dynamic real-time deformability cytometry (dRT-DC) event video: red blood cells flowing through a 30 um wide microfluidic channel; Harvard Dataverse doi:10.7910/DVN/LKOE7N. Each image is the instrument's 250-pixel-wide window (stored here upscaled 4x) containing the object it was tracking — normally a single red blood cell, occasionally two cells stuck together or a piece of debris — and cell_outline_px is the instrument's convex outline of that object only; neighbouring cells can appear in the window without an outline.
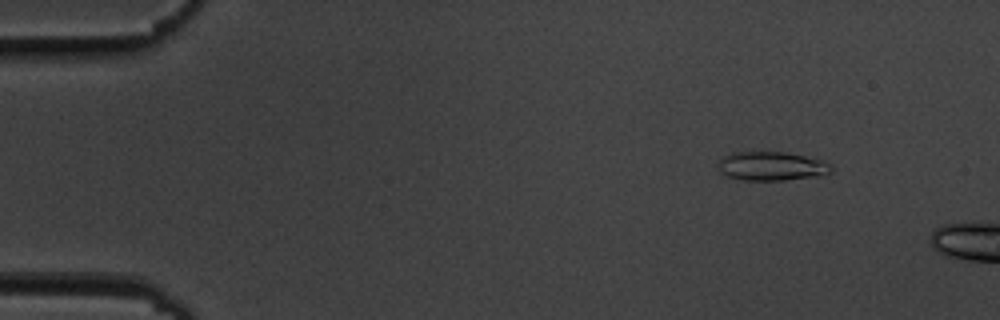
{"species": "common noctule bat (a hibernating species)", "species_latin": "Nyctalus noctula", "temperature_condition": "cold", "stored_images_in_passage": 14, "camera_frame_rate_fps": 3000, "um_per_image_px": 0.085, "animal": {"sex": "male", "body_mass_g": 19.5, "forearm_length_mm": 54.6}, "frame": {"image": 1, "passage_image": 7, "time_ms": 2.0, "image_size_px": [1000, 320], "cell_outline_px": [[832, 172], [820, 176], [784, 180], [744, 180], [728, 176], [720, 172], [720, 160], [724, 156], [732, 152], [788, 152], [824, 160], [832, 164]], "centroid_in_image_um": [65.66, 14.12], "position_along_channel_um": 19.3, "area_um2": 19.13}}